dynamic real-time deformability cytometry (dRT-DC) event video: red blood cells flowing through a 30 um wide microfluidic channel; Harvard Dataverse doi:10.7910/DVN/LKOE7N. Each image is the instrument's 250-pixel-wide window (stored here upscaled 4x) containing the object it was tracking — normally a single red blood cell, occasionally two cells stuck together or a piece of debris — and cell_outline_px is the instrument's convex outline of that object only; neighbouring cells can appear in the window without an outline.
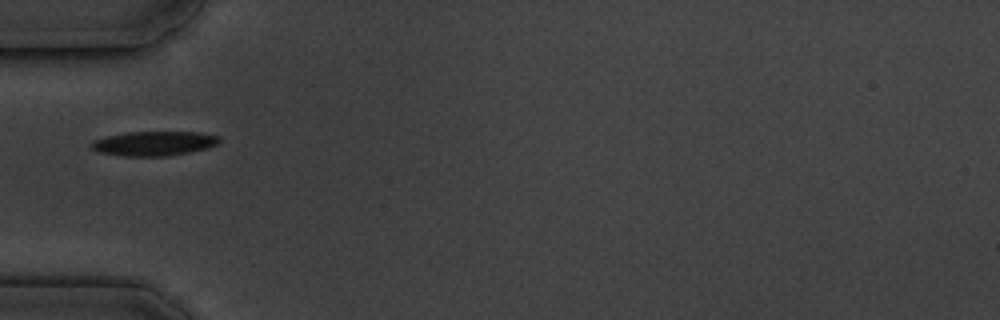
{"species": "common noctule bat (a hibernating species)", "species_latin": "Nyctalus noctula", "temperature_condition": "cold", "stored_images_in_passage": 3, "camera_frame_rate_fps": 3000, "um_per_image_px": 0.085, "animal": {"sex": "male", "body_mass_g": 19.5, "forearm_length_mm": 54.6}, "frame": {"image": 1, "passage_image": 1, "time_ms": 0.0, "image_size_px": [1000, 320], "cell_outline_px": [[220, 140], [216, 144], [208, 148], [168, 156], [124, 156], [100, 152], [92, 148], [88, 144], [92, 140], [108, 136], [128, 132], [200, 132], [220, 136]], "centroid_in_image_um": [13.09, 12.19], "position_along_channel_um": 71.9, "area_um2": 18.21}}